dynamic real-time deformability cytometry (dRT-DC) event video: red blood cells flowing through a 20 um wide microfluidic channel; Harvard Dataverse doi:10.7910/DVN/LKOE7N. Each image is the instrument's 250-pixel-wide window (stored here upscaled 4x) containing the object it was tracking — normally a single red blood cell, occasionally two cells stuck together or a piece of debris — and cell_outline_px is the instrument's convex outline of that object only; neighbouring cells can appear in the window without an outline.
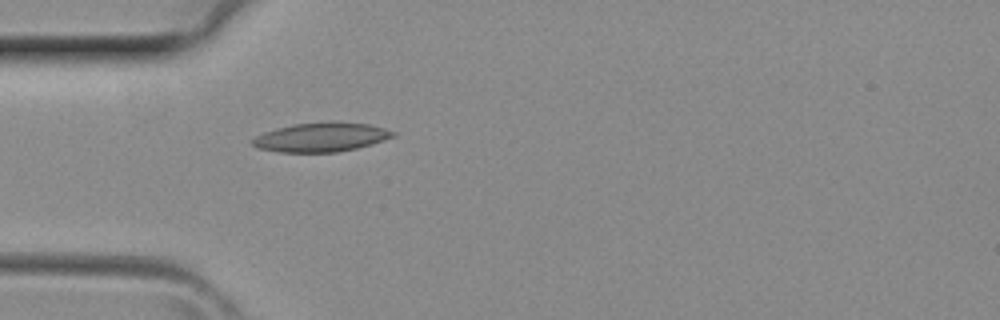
{"species": "common noctule bat (a hibernating species)", "species_latin": "Nyctalus noctula", "temperature_condition": "room temperature", "stored_images_in_passage": 5, "camera_frame_rate_fps": 3000, "um_per_image_px": 0.085, "animal": {"sex": "female", "body_mass_g": 29.2, "forearm_length_mm": 56.3}, "frame": {"image": 1, "passage_image": 5, "time_ms": 1.333, "image_size_px": [1000, 320], "cell_outline_px": [[396, 136], [372, 144], [356, 148], [336, 152], [280, 152], [256, 148], [252, 144], [252, 140], [256, 136], [264, 132], [276, 128], [296, 124], [332, 120], [368, 124], [384, 128], [396, 132]], "centroid_in_image_um": [27.32, 11.65], "position_along_channel_um": 57.7, "area_um2": 24.04}}